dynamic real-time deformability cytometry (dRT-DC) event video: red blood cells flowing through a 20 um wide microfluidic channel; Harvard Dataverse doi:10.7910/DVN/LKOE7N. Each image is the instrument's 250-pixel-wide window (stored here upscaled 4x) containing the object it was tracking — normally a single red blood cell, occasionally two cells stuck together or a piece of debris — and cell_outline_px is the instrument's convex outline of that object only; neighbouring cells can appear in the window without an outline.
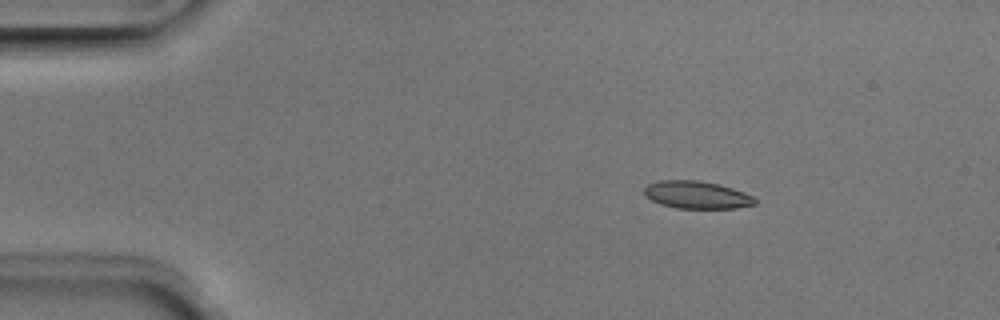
{"species": "Egyptian fruit bat (a non-hibernating species)", "species_latin": "Rousettus aegyptiacus", "temperature_condition": "room temperature", "stored_images_in_passage": 5, "camera_frame_rate_fps": 3000, "um_per_image_px": 0.085, "animal": {"sex": "male"}, "frame": {"image": 1, "passage_image": 3, "time_ms": 0.667, "image_size_px": [1000, 320], "cell_outline_px": [[756, 204], [736, 208], [676, 208], [660, 204], [644, 196], [644, 188], [648, 184], [660, 180], [700, 180], [720, 184], [744, 192], [752, 196], [756, 200]], "centroid_in_image_um": [59.21, 16.56], "position_along_channel_um": 25.8, "area_um2": 17.86}}
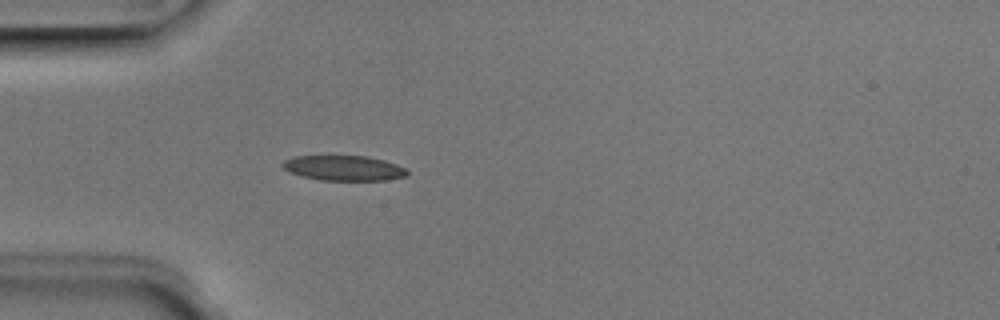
{"frame": {"image": 2, "passage_image": 5, "time_ms": 1.333, "image_size_px": [1000, 320], "cell_outline_px": [[408, 176], [384, 180], [320, 180], [304, 176], [292, 172], [284, 168], [280, 164], [284, 160], [296, 156], [368, 156], [384, 160], [396, 164], [404, 168], [408, 172]], "centroid_in_image_um": [29.25, 14.28], "position_along_channel_um": 55.8, "area_um2": 18.03}}